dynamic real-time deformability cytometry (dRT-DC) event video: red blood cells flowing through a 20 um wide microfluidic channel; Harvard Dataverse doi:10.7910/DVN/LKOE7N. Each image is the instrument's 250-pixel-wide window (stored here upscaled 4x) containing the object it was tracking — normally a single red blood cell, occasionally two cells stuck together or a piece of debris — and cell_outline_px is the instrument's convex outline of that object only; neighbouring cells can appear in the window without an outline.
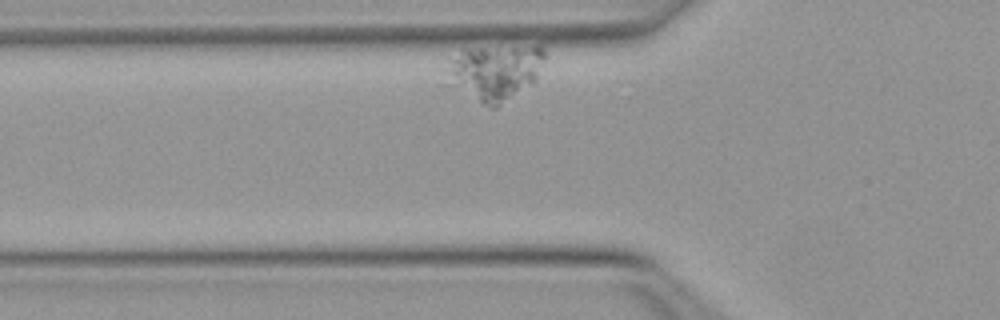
{"species": "Egyptian fruit bat (a non-hibernating species)", "species_latin": "Rousettus aegyptiacus", "temperature_condition": "warm", "stored_images_in_passage": 32, "camera_frame_rate_fps": 3000, "um_per_image_px": 0.085, "animal": {"sex": "female"}, "frame": {"image": 1, "passage_image": 2, "time_ms": 0.333, "image_size_px": [1000, 320], "cell_outline_px": [[548, 56], [536, 80], [532, 84], [496, 108], [492, 108], [440, 84], [452, 60], [464, 48], [536, 44], [540, 44], [544, 48]], "centroid_in_image_um": [42.06, 6.12], "position_along_channel_um": 83.7, "area_um2": 33.47}}
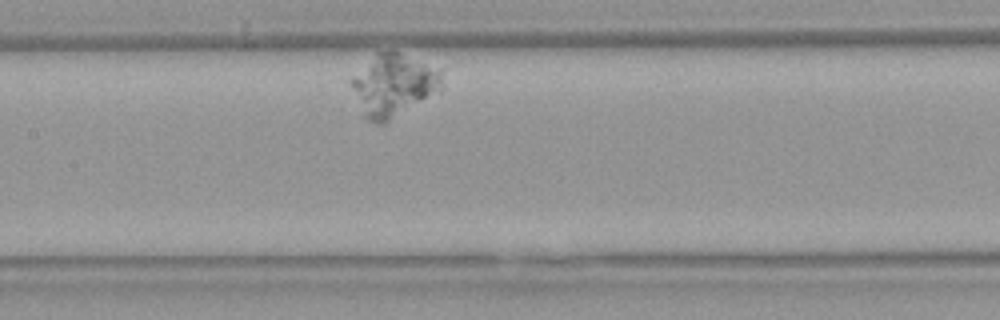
{"frame": {"image": 2, "passage_image": 12, "time_ms": 3.667, "image_size_px": [1000, 320], "cell_outline_px": [[444, 88], [440, 92], [384, 124], [376, 124], [360, 116], [348, 80], [376, 52], [392, 48], [440, 68]], "centroid_in_image_um": [33.43, 7.24], "position_along_channel_um": 174.0, "area_um2": 34.33}}
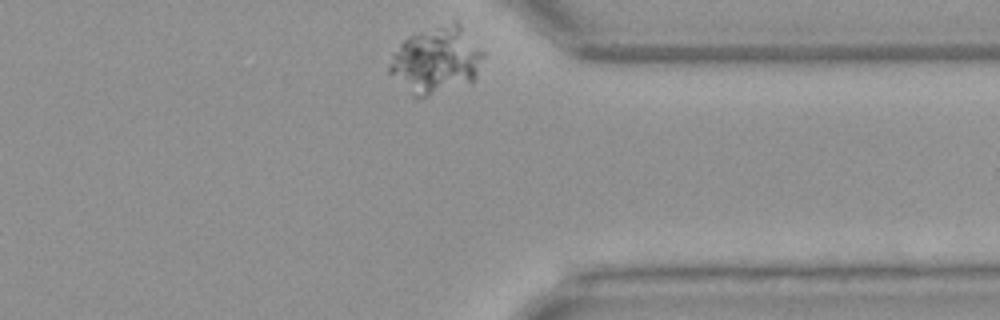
{"frame": {"image": 3, "passage_image": 32, "time_ms": 10.333, "image_size_px": [1000, 320], "cell_outline_px": [[484, 56], [476, 76], [472, 80], [428, 96], [416, 100], [388, 72], [388, 64], [392, 52], [404, 40], [420, 32], [452, 20], [456, 20], [460, 24], [484, 52]], "centroid_in_image_um": [37.05, 5.11], "position_along_channel_um": 374.4, "area_um2": 36.3}}